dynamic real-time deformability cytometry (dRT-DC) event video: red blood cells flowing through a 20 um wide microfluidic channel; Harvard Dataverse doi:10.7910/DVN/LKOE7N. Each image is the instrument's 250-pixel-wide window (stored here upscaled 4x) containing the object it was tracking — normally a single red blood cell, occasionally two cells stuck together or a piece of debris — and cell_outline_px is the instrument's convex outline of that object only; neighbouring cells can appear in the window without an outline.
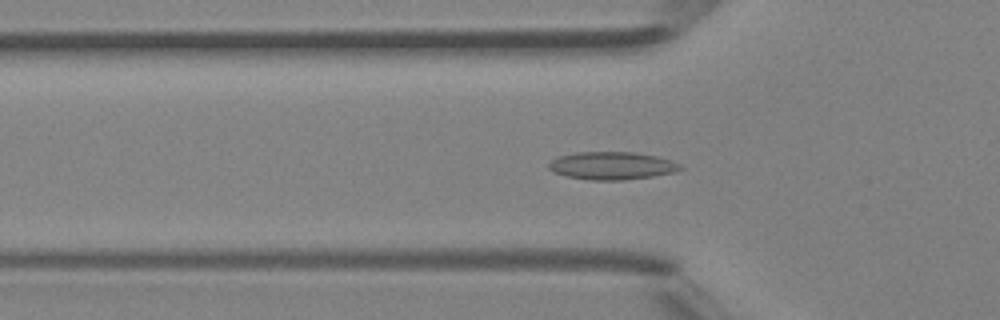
{"species": "Egyptian fruit bat (a non-hibernating species)", "species_latin": "Rousettus aegyptiacus", "temperature_condition": "room temperature", "stored_images_in_passage": 46, "camera_frame_rate_fps": 3000, "um_per_image_px": 0.085, "animal": {"sex": "female"}, "frame": {"image": 1, "passage_image": 15, "time_ms": 4.667, "image_size_px": [1000, 320], "cell_outline_px": [[684, 168], [676, 172], [652, 176], [620, 180], [588, 180], [568, 176], [552, 172], [548, 168], [548, 164], [556, 156], [576, 152], [632, 152], [656, 156], [680, 164]], "centroid_in_image_um": [51.97, 14.08], "position_along_channel_um": 73.8, "area_um2": 21.27}}
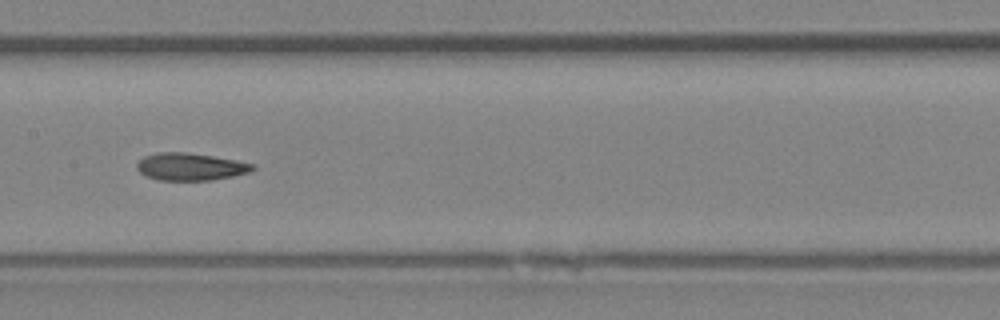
{"frame": {"image": 2, "passage_image": 23, "time_ms": 7.333, "image_size_px": [1000, 320], "cell_outline_px": [[256, 168], [252, 172], [212, 180], [160, 180], [144, 176], [136, 168], [136, 164], [144, 156], [156, 152], [188, 152], [236, 160], [256, 164]], "centroid_in_image_um": [16.2, 14.17], "position_along_channel_um": 191.2, "area_um2": 18.67}}
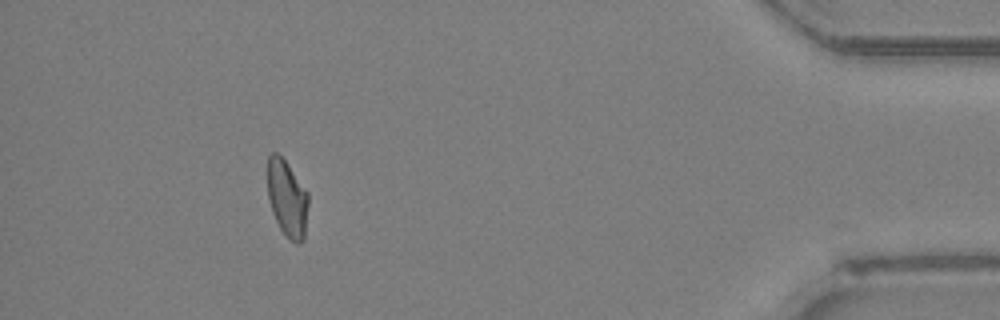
{"frame": {"image": 3, "passage_image": 42, "time_ms": 13.667, "image_size_px": [1000, 320], "cell_outline_px": [[308, 204], [304, 240], [300, 244], [296, 244], [280, 228], [272, 212], [268, 200], [268, 156], [272, 152], [276, 152], [284, 160], [308, 192]], "centroid_in_image_um": [24.41, 16.88], "position_along_channel_um": 410.8, "area_um2": 18.03}, "authors_computed_cell_mechanics": {"area_um2": 19.0451, "velocity_mm_per_s": 4.4133, "shape_relaxation_time_tau1_ms": null, "shape_relaxation_time_tau2_ms": 2.4732, "deformation_change_tau1": null, "deformation_change_tau2": 0.0843}}